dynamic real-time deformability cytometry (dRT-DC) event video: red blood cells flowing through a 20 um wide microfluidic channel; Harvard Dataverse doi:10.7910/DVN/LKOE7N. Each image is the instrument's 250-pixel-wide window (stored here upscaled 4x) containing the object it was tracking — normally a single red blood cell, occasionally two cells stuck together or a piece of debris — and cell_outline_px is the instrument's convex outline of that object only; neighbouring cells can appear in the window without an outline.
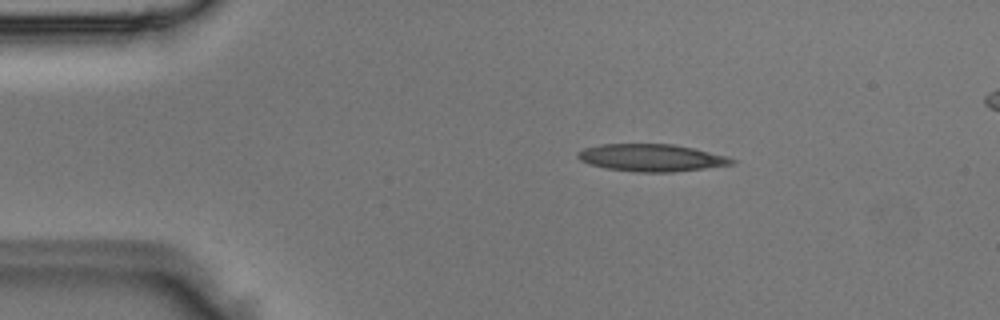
{"species": "Egyptian fruit bat (a non-hibernating species)", "species_latin": "Rousettus aegyptiacus", "temperature_condition": "room temperature", "stored_images_in_passage": 4, "camera_frame_rate_fps": 3000, "um_per_image_px": 0.085, "animal": {"sex": "male"}, "frame": {"image": 1, "passage_image": 1, "time_ms": 0.0, "image_size_px": [1000, 320], "cell_outline_px": [[736, 160], [732, 164], [704, 168], [672, 172], [636, 172], [604, 168], [588, 164], [580, 160], [576, 156], [576, 152], [584, 148], [600, 144], [672, 144], [692, 148], [728, 156]], "centroid_in_image_um": [55.31, 13.41], "position_along_channel_um": 29.7, "area_um2": 24.51}}
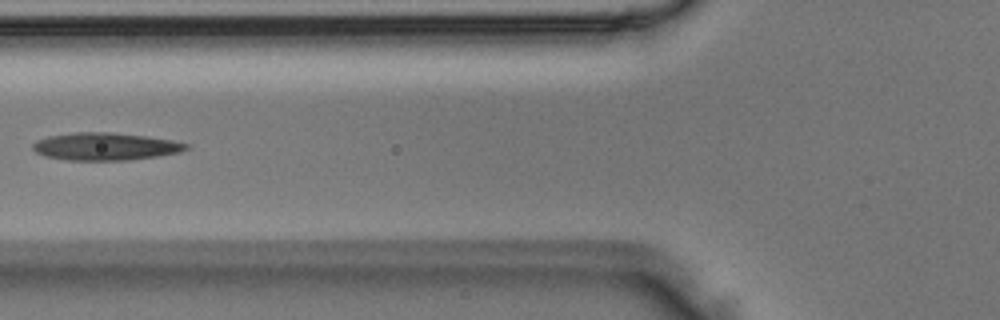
{"frame": {"image": 2, "passage_image": 3, "time_ms": 0.667, "image_size_px": [1000, 320], "cell_outline_px": [[188, 148], [180, 152], [156, 156], [128, 160], [64, 160], [44, 156], [36, 152], [32, 148], [32, 144], [36, 140], [48, 136], [76, 132], [108, 132], [144, 136], [172, 140], [188, 144]], "centroid_in_image_um": [8.9, 12.45], "position_along_channel_um": 116.9, "area_um2": 24.51}}
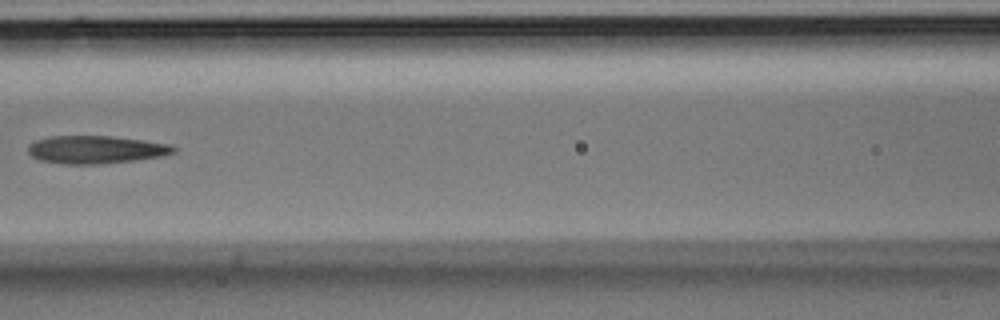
{"frame": {"image": 3, "passage_image": 4, "time_ms": 1.0, "image_size_px": [1000, 320], "cell_outline_px": [[176, 152], [164, 156], [132, 160], [96, 164], [64, 164], [40, 160], [32, 156], [28, 152], [28, 144], [36, 140], [48, 136], [112, 136], [168, 144], [176, 148]], "centroid_in_image_um": [8.11, 12.71], "position_along_channel_um": 158.5, "area_um2": 23.47}}